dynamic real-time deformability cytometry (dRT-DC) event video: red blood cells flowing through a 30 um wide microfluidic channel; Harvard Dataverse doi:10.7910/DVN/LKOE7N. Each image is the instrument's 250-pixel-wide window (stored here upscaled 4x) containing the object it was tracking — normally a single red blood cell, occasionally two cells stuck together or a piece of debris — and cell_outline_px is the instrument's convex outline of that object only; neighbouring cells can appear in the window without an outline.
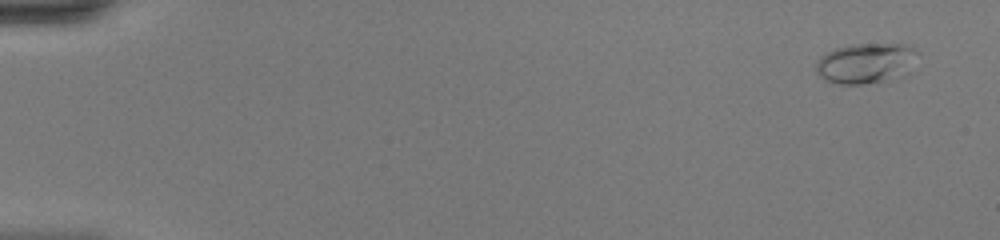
{"species": "common noctule bat (a hibernating species)", "species_latin": "Nyctalus noctula", "temperature_condition": "warm", "stored_images_in_passage": 46, "camera_frame_rate_fps": 3000, "um_per_image_px": 0.085, "animal": {"sex": "female", "body_mass_g": 20.0, "forearm_length_mm": 54.0}, "frame": {"image": 1, "passage_image": 1, "time_ms": 0.0, "image_size_px": [1000, 240], "cell_outline_px": [[920, 52], [912, 72], [900, 80], [864, 84], [840, 84], [824, 80], [816, 72], [816, 60], [820, 56], [836, 48], [852, 44], [908, 44]], "centroid_in_image_um": [73.71, 5.4], "position_along_channel_um": 11.3, "area_um2": 24.97}}
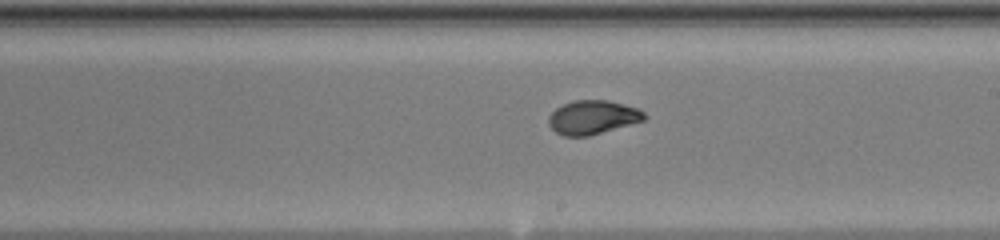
{"frame": {"image": 2, "passage_image": 27, "time_ms": 8.667, "image_size_px": [1000, 240], "cell_outline_px": [[648, 116], [644, 120], [588, 136], [564, 136], [556, 132], [548, 124], [548, 116], [556, 108], [572, 100], [608, 100], [640, 108]], "centroid_in_image_um": [50.38, 9.96], "position_along_channel_um": 238.6, "area_um2": 18.9}}
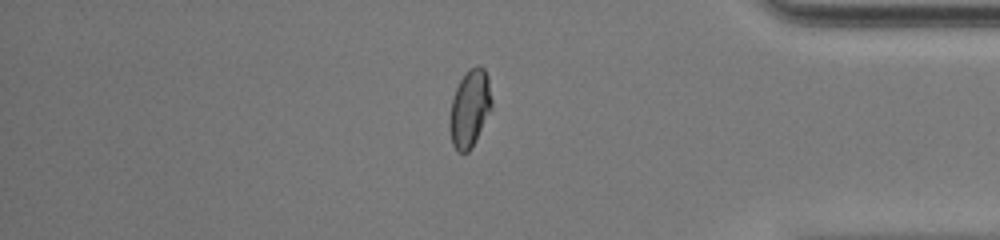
{"frame": {"image": 3, "passage_image": 39, "time_ms": 12.667, "image_size_px": [1000, 240], "cell_outline_px": [[492, 108], [472, 148], [468, 152], [460, 152], [452, 144], [448, 128], [448, 120], [452, 100], [456, 88], [460, 80], [468, 68], [476, 64], [484, 68], [488, 76], [492, 100]], "centroid_in_image_um": [39.92, 9.2], "position_along_channel_um": 395.3, "area_um2": 19.25}, "authors_computed_cell_mechanics": {"area_um2": 19.2185, "velocity_mm_per_s": 4.4526, "shape_relaxation_time_tau1_ms": 10.9908, "shape_relaxation_time_tau2_ms": null, "deformation_change_tau1": 0.3205, "deformation_change_tau2": null}}